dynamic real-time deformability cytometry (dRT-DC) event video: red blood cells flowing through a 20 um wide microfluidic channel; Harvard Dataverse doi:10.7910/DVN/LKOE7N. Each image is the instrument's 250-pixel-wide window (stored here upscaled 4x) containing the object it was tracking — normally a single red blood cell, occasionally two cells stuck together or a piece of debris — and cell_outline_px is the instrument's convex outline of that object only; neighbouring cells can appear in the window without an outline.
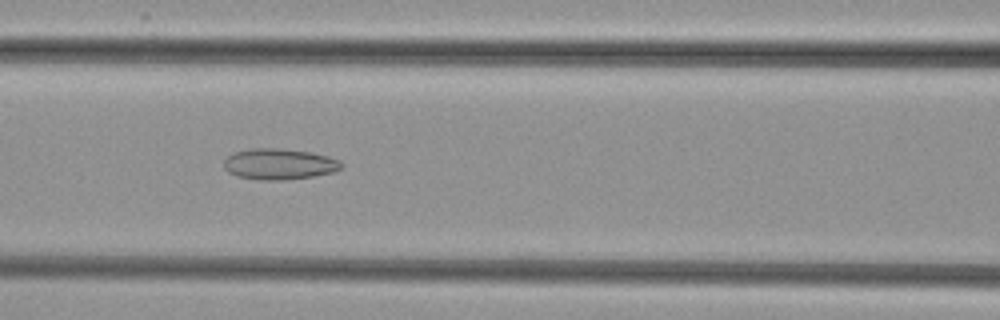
{"species": "common noctule bat (a hibernating species)", "species_latin": "Nyctalus noctula", "temperature_condition": "cold", "stored_images_in_passage": 43, "camera_frame_rate_fps": 3000, "um_per_image_px": 0.085, "animal": {"sex": "female", "body_mass_g": 29.2, "forearm_length_mm": 56.3}, "frame": {"image": 1, "passage_image": 13, "time_ms": 4.0, "image_size_px": [1000, 320], "cell_outline_px": [[344, 164], [340, 168], [332, 172], [312, 176], [284, 180], [260, 180], [236, 176], [228, 172], [224, 168], [224, 160], [232, 152], [252, 148], [280, 148], [308, 152], [328, 156], [340, 160]], "centroid_in_image_um": [23.7, 13.94], "position_along_channel_um": 142.9, "area_um2": 21.21}}
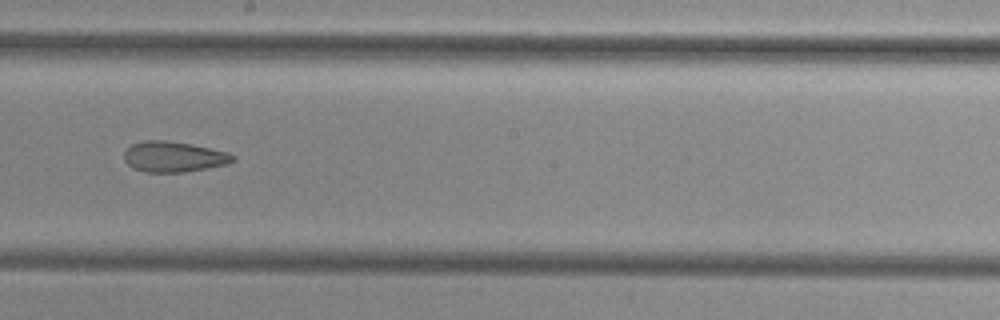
{"frame": {"image": 2, "passage_image": 20, "time_ms": 6.333, "image_size_px": [1000, 320], "cell_outline_px": [[236, 160], [228, 164], [184, 172], [144, 172], [132, 168], [124, 160], [124, 152], [132, 144], [144, 140], [164, 140], [192, 144], [228, 152], [236, 156]], "centroid_in_image_um": [14.77, 13.32], "position_along_channel_um": 233.4, "area_um2": 19.48}}
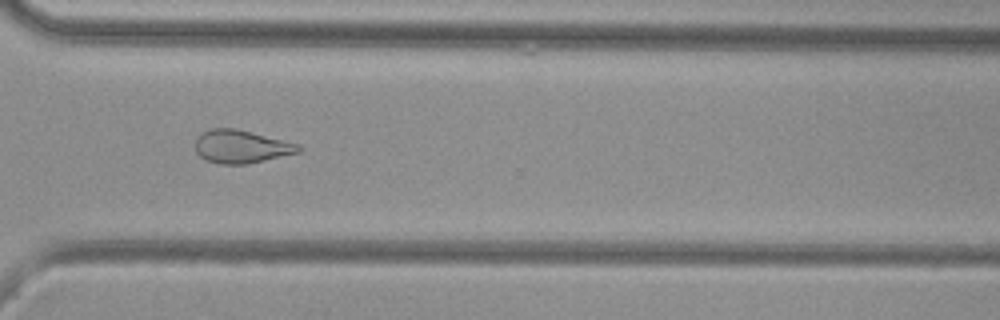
{"frame": {"image": 3, "passage_image": 29, "time_ms": 9.333, "image_size_px": [1000, 320], "cell_outline_px": [[300, 152], [248, 164], [220, 164], [204, 160], [196, 152], [196, 136], [200, 132], [208, 128], [236, 128], [300, 144]], "centroid_in_image_um": [20.46, 12.45], "position_along_channel_um": 350.1, "area_um2": 20.11}}